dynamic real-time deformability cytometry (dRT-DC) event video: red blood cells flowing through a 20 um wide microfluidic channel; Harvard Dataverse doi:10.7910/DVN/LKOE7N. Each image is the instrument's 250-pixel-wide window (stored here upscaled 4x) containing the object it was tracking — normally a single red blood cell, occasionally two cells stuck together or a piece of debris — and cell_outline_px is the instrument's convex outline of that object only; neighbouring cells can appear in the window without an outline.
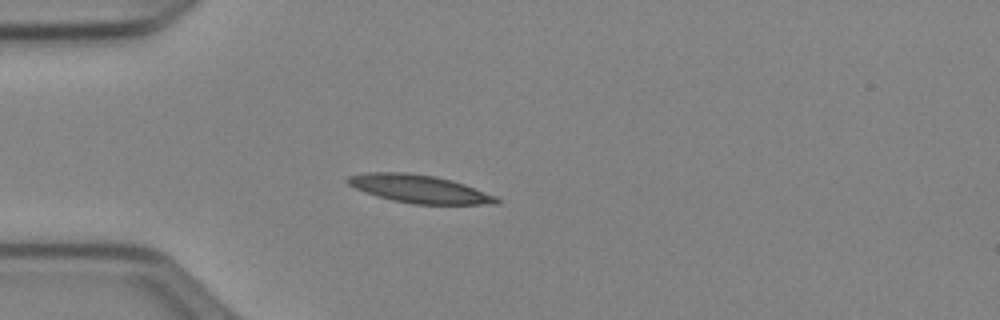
{"species": "Egyptian fruit bat (a non-hibernating species)", "species_latin": "Rousettus aegyptiacus", "temperature_condition": "cold", "stored_images_in_passage": 38, "camera_frame_rate_fps": 3000, "um_per_image_px": 0.085, "animal": {"sex": "female"}, "frame": {"image": 1, "passage_image": 1, "time_ms": 0.0, "image_size_px": [1000, 320], "cell_outline_px": [[500, 204], [412, 204], [392, 200], [376, 196], [364, 192], [348, 184], [344, 180], [348, 176], [368, 172], [408, 172], [436, 176], [452, 180], [464, 184], [496, 196], [500, 200]], "centroid_in_image_um": [35.62, 16.05], "position_along_channel_um": 49.4, "area_um2": 24.39}}
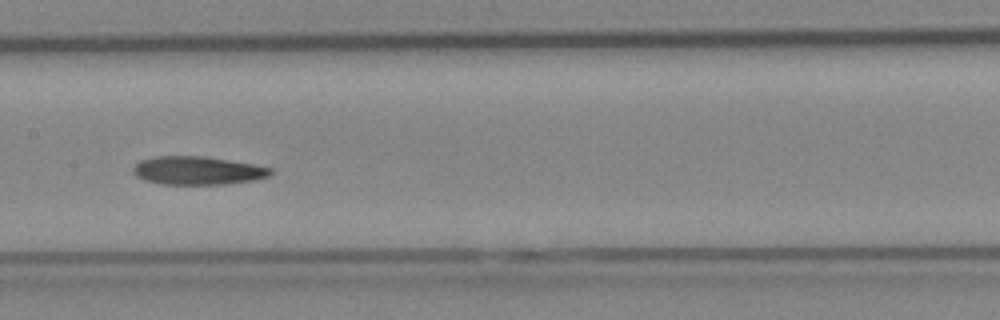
{"frame": {"image": 2, "passage_image": 13, "time_ms": 4.0, "image_size_px": [1000, 320], "cell_outline_px": [[272, 172], [268, 176], [252, 180], [224, 184], [160, 184], [144, 180], [136, 176], [132, 172], [132, 168], [140, 160], [156, 156], [204, 156], [252, 164], [272, 168]], "centroid_in_image_um": [16.74, 14.49], "position_along_channel_um": 190.7, "area_um2": 22.54}}
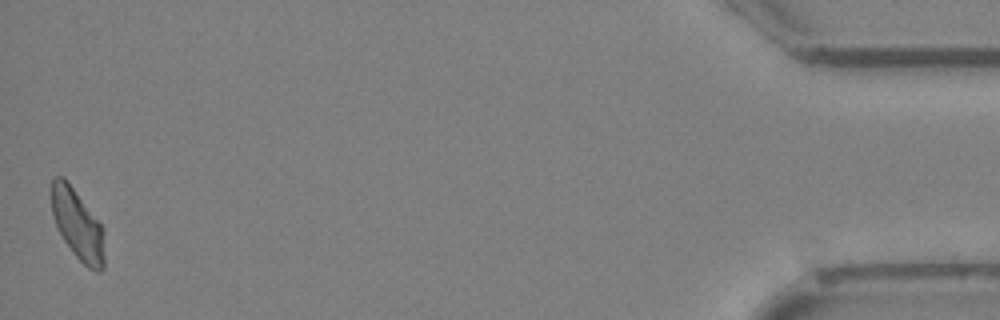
{"frame": {"image": 3, "passage_image": 38, "time_ms": 12.333, "image_size_px": [1000, 320], "cell_outline_px": [[104, 268], [100, 272], [96, 272], [88, 268], [76, 256], [64, 240], [52, 216], [48, 188], [52, 176], [64, 176], [104, 228]], "centroid_in_image_um": [6.55, 19.03], "position_along_channel_um": 428.6, "area_um2": 22.2}}